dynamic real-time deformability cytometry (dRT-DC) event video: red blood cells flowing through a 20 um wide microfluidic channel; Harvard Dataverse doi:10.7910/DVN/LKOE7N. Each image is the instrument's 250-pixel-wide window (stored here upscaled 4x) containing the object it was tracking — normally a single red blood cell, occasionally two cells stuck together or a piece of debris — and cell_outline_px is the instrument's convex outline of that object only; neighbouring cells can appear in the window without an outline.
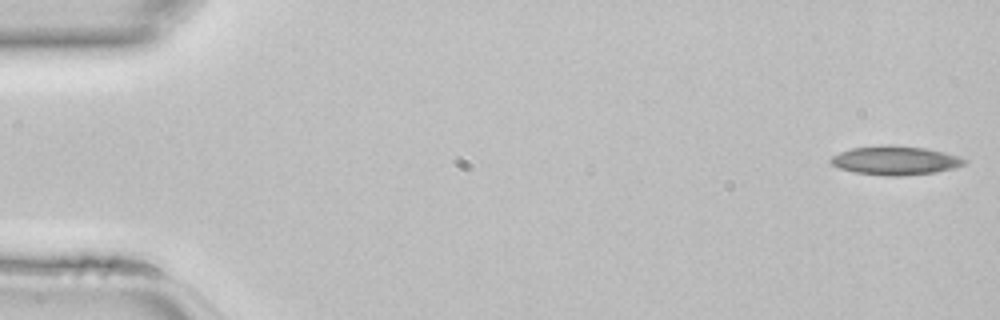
{"species": "common noctule bat (a hibernating species)", "species_latin": "Nyctalus noctula", "temperature_condition": "room temperature", "stored_images_in_passage": 43, "camera_frame_rate_fps": 3000, "um_per_image_px": 0.085, "animal": {"sex": "female", "body_mass_g": 22.7, "forearm_length_mm": 54.2}, "frame": {"image": 1, "passage_image": 1, "time_ms": 0.0, "image_size_px": [1000, 320], "cell_outline_px": [[968, 160], [964, 164], [956, 168], [936, 172], [904, 176], [888, 176], [856, 172], [840, 168], [832, 164], [828, 160], [832, 156], [840, 152], [852, 148], [884, 144], [892, 144], [924, 148], [944, 152]], "centroid_in_image_um": [76.1, 13.63], "position_along_channel_um": 8.9, "area_um2": 22.54}}
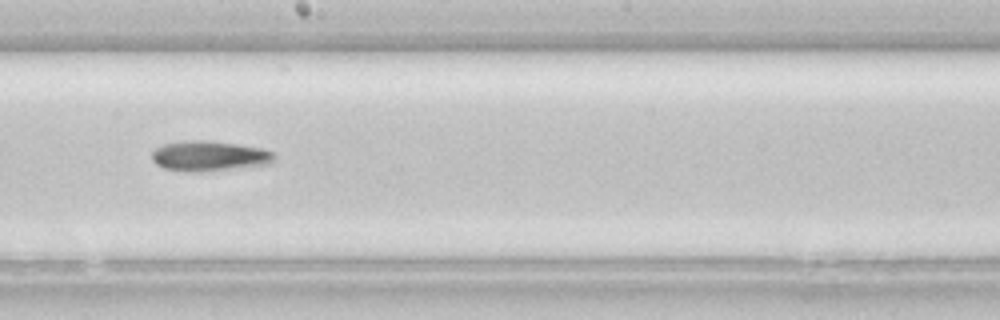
{"frame": {"image": 2, "passage_image": 25, "time_ms": 8.0, "image_size_px": [1000, 320], "cell_outline_px": [[276, 160], [272, 164], [200, 172], [192, 172], [164, 168], [156, 164], [152, 160], [152, 152], [156, 148], [164, 144], [184, 140], [204, 140], [236, 144], [264, 148], [272, 152], [276, 156]], "centroid_in_image_um": [17.82, 13.26], "position_along_channel_um": 230.4, "area_um2": 21.68}}
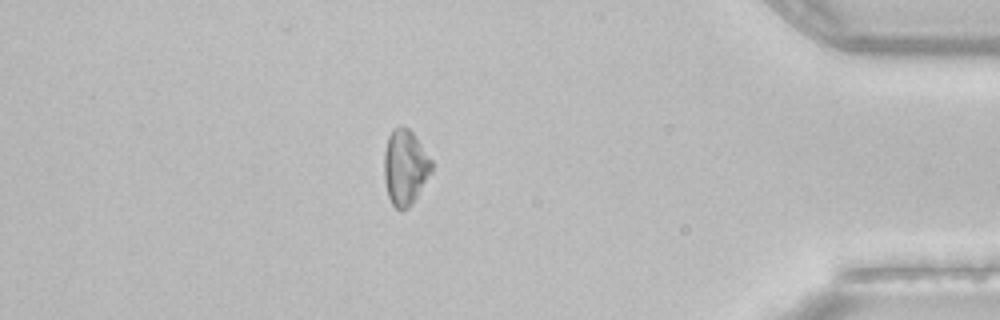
{"frame": {"image": 3, "passage_image": 39, "time_ms": 12.667, "image_size_px": [1000, 320], "cell_outline_px": [[432, 172], [412, 204], [408, 208], [400, 212], [392, 204], [388, 196], [384, 180], [384, 152], [388, 136], [392, 128], [408, 128], [412, 132], [432, 160]], "centroid_in_image_um": [34.43, 14.25], "position_along_channel_um": 400.8, "area_um2": 20.87}}